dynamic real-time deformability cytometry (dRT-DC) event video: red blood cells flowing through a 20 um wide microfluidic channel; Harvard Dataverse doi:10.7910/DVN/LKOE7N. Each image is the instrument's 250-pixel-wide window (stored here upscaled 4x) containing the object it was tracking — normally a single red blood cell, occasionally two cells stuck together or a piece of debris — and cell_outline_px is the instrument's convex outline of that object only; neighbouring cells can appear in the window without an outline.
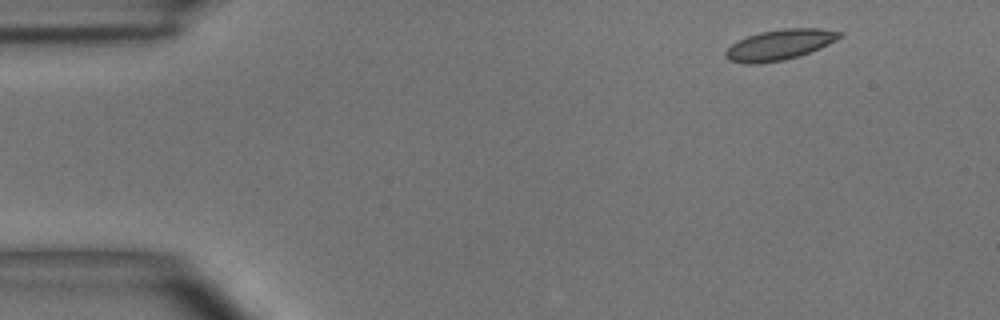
{"species": "common noctule bat (a hibernating species)", "species_latin": "Nyctalus noctula", "temperature_condition": "room temperature", "stored_images_in_passage": 4, "camera_frame_rate_fps": 3000, "um_per_image_px": 0.085, "animal": {"sex": "male", "body_mass_g": 15.6}, "frame": {"image": 1, "passage_image": 1, "time_ms": 0.0, "image_size_px": [1000, 320], "cell_outline_px": [[844, 36], [820, 48], [800, 56], [784, 60], [760, 64], [744, 64], [728, 60], [724, 56], [724, 52], [732, 44], [748, 36], [760, 32], [784, 28], [820, 28], [844, 32]], "centroid_in_image_um": [66.29, 3.81], "position_along_channel_um": 18.7, "area_um2": 20.46}}
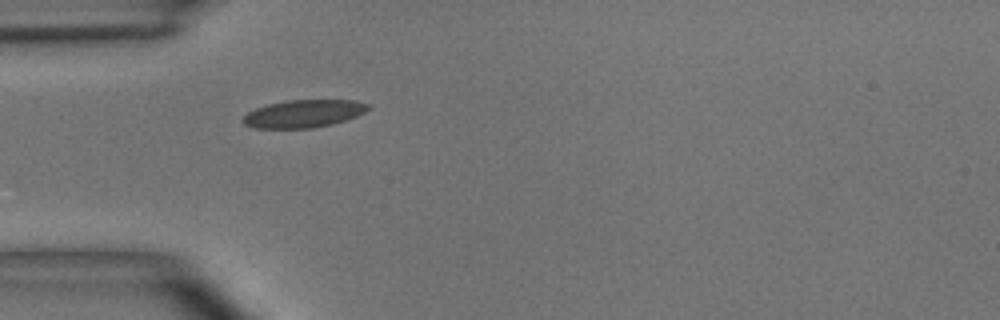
{"frame": {"image": 2, "passage_image": 4, "time_ms": 3.333, "image_size_px": [1000, 320], "cell_outline_px": [[372, 108], [356, 116], [332, 124], [312, 128], [256, 128], [244, 124], [240, 120], [248, 112], [256, 108], [268, 104], [284, 100], [352, 100], [368, 104]], "centroid_in_image_um": [25.79, 9.66], "position_along_channel_um": 59.2, "area_um2": 20.17}}